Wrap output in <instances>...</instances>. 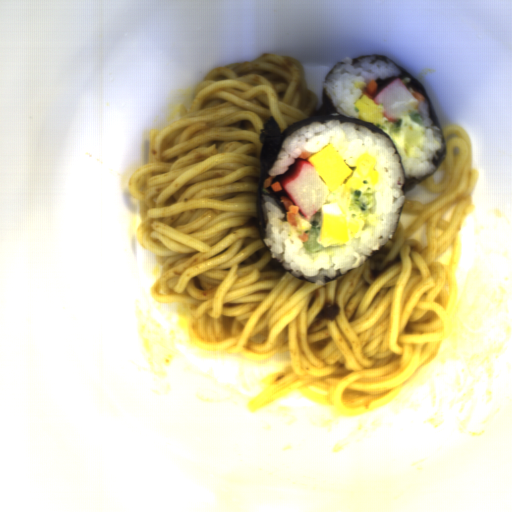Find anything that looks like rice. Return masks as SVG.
Here are the masks:
<instances>
[{"instance_id": "rice-1", "label": "rice", "mask_w": 512, "mask_h": 512, "mask_svg": "<svg viewBox=\"0 0 512 512\" xmlns=\"http://www.w3.org/2000/svg\"><path fill=\"white\" fill-rule=\"evenodd\" d=\"M329 143L338 151L348 166L355 167L365 152L371 153L379 173V182L364 191L355 189L349 199L351 210L365 214L366 221L360 236L343 248H325L307 255L303 242L312 228V217L300 212L297 226L282 221L285 213L273 197L261 193L265 236L262 239L269 253L282 268L295 278L305 277L316 286H325L326 276L357 268L366 262L373 251L381 250L395 235L400 222L406 194L405 174L399 153L391 140L365 125L343 122L339 119L313 121L301 126L285 138L276 162L268 170L270 177L286 172L297 159H305L322 150Z\"/></svg>"}, {"instance_id": "rice-2", "label": "rice", "mask_w": 512, "mask_h": 512, "mask_svg": "<svg viewBox=\"0 0 512 512\" xmlns=\"http://www.w3.org/2000/svg\"><path fill=\"white\" fill-rule=\"evenodd\" d=\"M375 56H367L355 65L350 56L341 58L344 64L335 65L322 86L337 110L342 115L358 118L355 102L360 98L362 89L355 88V82H364L366 85L374 79L388 78L401 75L402 71L392 62L385 63L375 60Z\"/></svg>"}, {"instance_id": "rice-3", "label": "rice", "mask_w": 512, "mask_h": 512, "mask_svg": "<svg viewBox=\"0 0 512 512\" xmlns=\"http://www.w3.org/2000/svg\"><path fill=\"white\" fill-rule=\"evenodd\" d=\"M417 110L419 112L425 134L424 147L421 156L415 159H405L401 154L404 175L406 179H422L435 173L432 158L440 160L437 151L443 152L445 147L442 140L441 130L438 125H433L430 118L428 101H419Z\"/></svg>"}]
</instances>
